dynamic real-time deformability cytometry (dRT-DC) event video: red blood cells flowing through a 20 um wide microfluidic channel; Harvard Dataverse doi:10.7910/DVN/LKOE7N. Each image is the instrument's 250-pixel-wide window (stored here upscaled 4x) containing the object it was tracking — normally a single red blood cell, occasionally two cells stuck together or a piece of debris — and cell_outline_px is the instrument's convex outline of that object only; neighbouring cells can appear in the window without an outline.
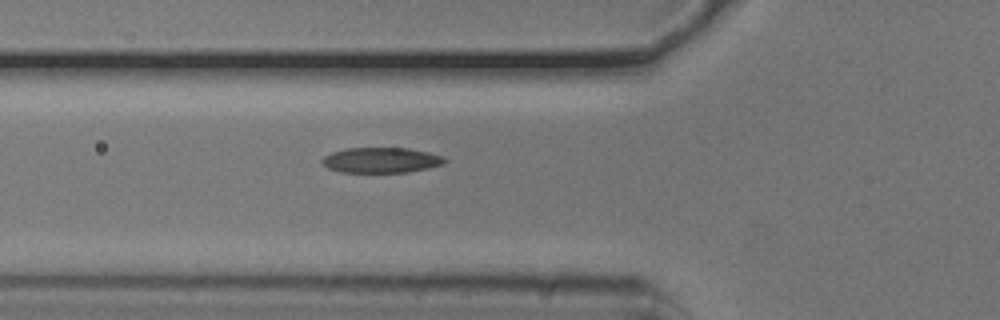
{"species": "common noctule bat (a hibernating species)", "species_latin": "Nyctalus noctula", "temperature_condition": "cold", "stored_images_in_passage": 40, "segment_of_instrument_passage": [1, 2], "camera_frame_rate_fps": 3000, "um_per_image_px": 0.085, "animal": {"sex": "male", "body_mass_g": 20.5, "forearm_length_mm": 52.5}, "frame": {"image": 1, "passage_image": 4, "time_ms": 1.0, "image_size_px": [1000, 320], "cell_outline_px": [[448, 160], [444, 164], [428, 168], [408, 172], [340, 172], [328, 168], [320, 164], [320, 160], [324, 156], [332, 152], [348, 148], [408, 148], [428, 152], [444, 156]], "centroid_in_image_um": [32.4, 13.61], "position_along_channel_um": 93.4, "area_um2": 18.26}}
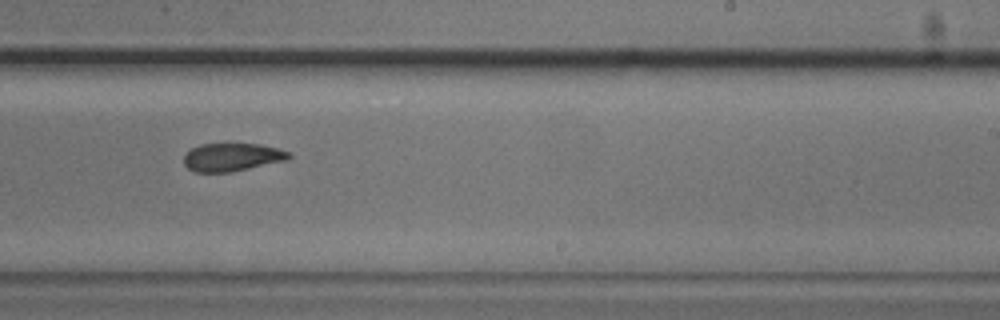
{"frame": {"image": 2, "passage_image": 18, "time_ms": 5.667, "image_size_px": [1000, 320], "cell_outline_px": [[292, 156], [288, 160], [232, 172], [196, 172], [188, 168], [184, 164], [184, 156], [192, 148], [200, 144], [260, 144], [292, 152]], "centroid_in_image_um": [19.76, 13.36], "position_along_channel_um": 269.2, "area_um2": 17.22}}
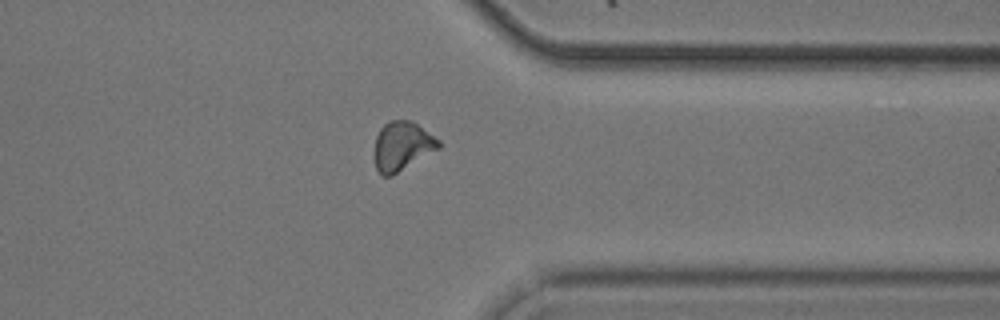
{"frame": {"image": 3, "passage_image": 27, "time_ms": 8.667, "image_size_px": [1000, 320], "cell_outline_px": [[440, 148], [392, 176], [380, 176], [376, 168], [376, 136], [380, 128], [388, 120], [412, 120], [440, 140]], "centroid_in_image_um": [34.2, 12.41], "position_along_channel_um": 377.2, "area_um2": 18.32}}